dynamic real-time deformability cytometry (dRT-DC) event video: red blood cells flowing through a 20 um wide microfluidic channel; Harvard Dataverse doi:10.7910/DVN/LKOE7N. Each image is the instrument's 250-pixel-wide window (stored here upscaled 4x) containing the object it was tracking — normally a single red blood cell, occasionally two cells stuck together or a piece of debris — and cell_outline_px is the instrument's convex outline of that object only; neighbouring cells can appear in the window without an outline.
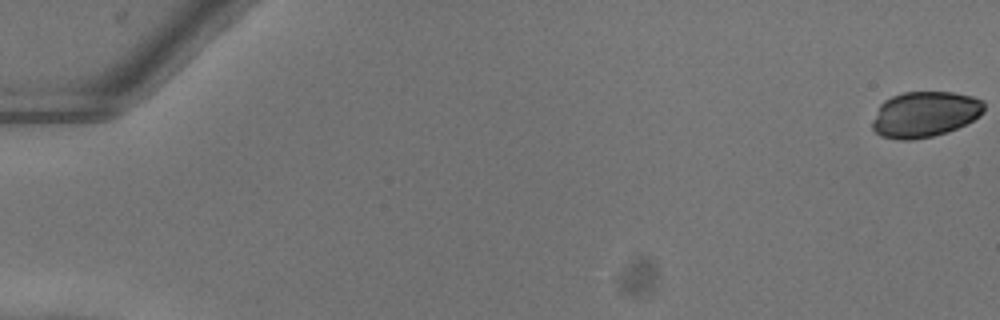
{"species": "common noctule bat (a hibernating species)", "species_latin": "Nyctalus noctula", "temperature_condition": "warm", "stored_images_in_passage": 53, "camera_frame_rate_fps": 3000, "um_per_image_px": 0.085, "animal": {"sex": "female"}, "frame": {"image": 1, "passage_image": 1, "time_ms": 0.0, "image_size_px": [1000, 320], "cell_outline_px": [[984, 112], [980, 116], [956, 128], [932, 136], [912, 140], [900, 140], [880, 136], [872, 128], [872, 120], [880, 104], [884, 100], [892, 96], [904, 92], [952, 92], [972, 96], [984, 100]], "centroid_in_image_um": [78.59, 9.71], "position_along_channel_um": 6.4, "area_um2": 29.77}}
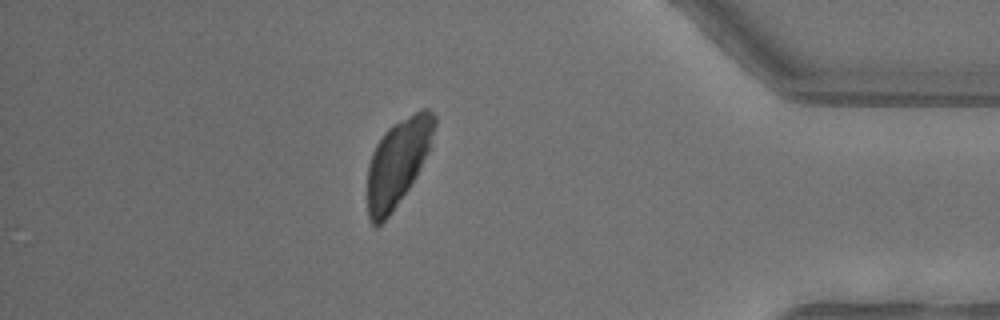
{"frame": {"image": 2, "passage_image": 47, "time_ms": 15.333, "image_size_px": [1000, 320], "cell_outline_px": [[436, 124], [432, 148], [416, 176], [392, 212], [376, 228], [368, 220], [368, 164], [372, 152], [376, 144], [384, 132], [392, 124], [420, 108], [428, 108], [436, 116]], "centroid_in_image_um": [33.84, 13.75], "position_along_channel_um": 401.4, "area_um2": 34.28}}